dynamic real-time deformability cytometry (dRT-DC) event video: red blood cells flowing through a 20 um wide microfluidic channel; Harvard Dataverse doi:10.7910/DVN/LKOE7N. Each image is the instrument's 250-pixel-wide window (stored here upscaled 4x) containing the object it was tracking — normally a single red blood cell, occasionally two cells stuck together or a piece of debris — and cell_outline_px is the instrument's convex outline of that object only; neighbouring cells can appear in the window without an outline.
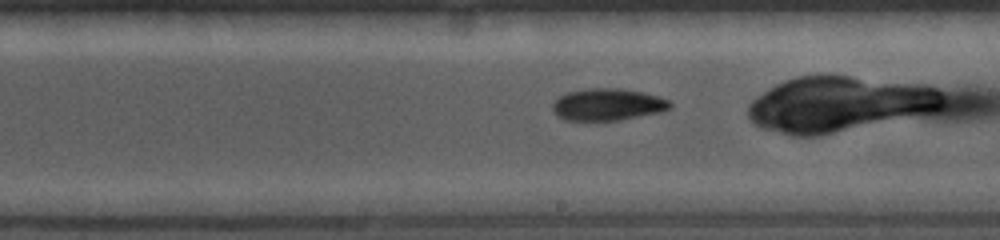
{"species": "common noctule bat (a hibernating species)", "species_latin": "Nyctalus noctula", "temperature_condition": "cold", "stored_images_in_passage": 19, "camera_frame_rate_fps": 5000, "um_per_image_px": 0.085, "animal": {"sex": "female", "body_mass_g": 19.0, "forearm_length_mm": 56.7}, "frame": {"image": 1, "passage_image": 11, "time_ms": 3.4, "image_size_px": [1000, 240], "cell_outline_px": [[672, 108], [660, 112], [620, 120], [564, 120], [556, 116], [552, 112], [552, 104], [560, 96], [568, 92], [584, 88], [620, 88], [660, 96], [668, 100], [672, 104]], "centroid_in_image_um": [51.63, 8.88], "position_along_channel_um": 237.4, "area_um2": 22.02}}